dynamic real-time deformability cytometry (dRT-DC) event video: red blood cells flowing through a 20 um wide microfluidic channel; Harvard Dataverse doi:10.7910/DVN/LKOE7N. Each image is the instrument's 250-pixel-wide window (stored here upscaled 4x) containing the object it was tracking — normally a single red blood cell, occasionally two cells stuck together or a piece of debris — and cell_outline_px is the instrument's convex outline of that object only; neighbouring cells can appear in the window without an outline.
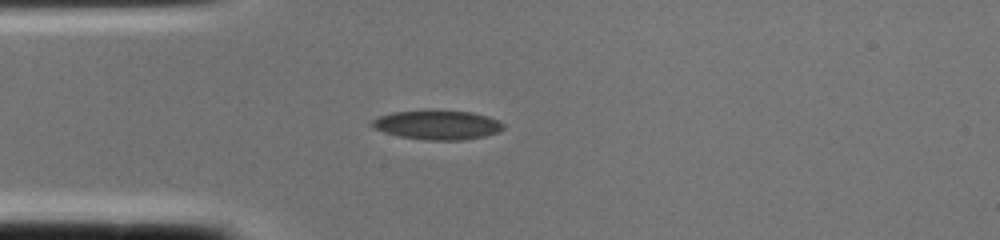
{"species": "common noctule bat (a hibernating species)", "species_latin": "Nyctalus noctula", "temperature_condition": "cold", "stored_images_in_passage": 1, "camera_frame_rate_fps": 3000, "um_per_image_px": 0.085, "animal": {"sex": "female", "body_mass_g": 22.0, "forearm_length_mm": 56.7}, "frame": {"image": 1, "passage_image": 1, "time_ms": 0.0, "image_size_px": [1000, 240], "cell_outline_px": [[504, 128], [500, 132], [484, 136], [464, 140], [424, 140], [400, 136], [384, 132], [372, 128], [372, 120], [380, 116], [392, 112], [472, 112], [488, 116], [500, 120], [504, 124]], "centroid_in_image_um": [37.23, 10.65], "position_along_channel_um": 47.8, "area_um2": 21.96}}